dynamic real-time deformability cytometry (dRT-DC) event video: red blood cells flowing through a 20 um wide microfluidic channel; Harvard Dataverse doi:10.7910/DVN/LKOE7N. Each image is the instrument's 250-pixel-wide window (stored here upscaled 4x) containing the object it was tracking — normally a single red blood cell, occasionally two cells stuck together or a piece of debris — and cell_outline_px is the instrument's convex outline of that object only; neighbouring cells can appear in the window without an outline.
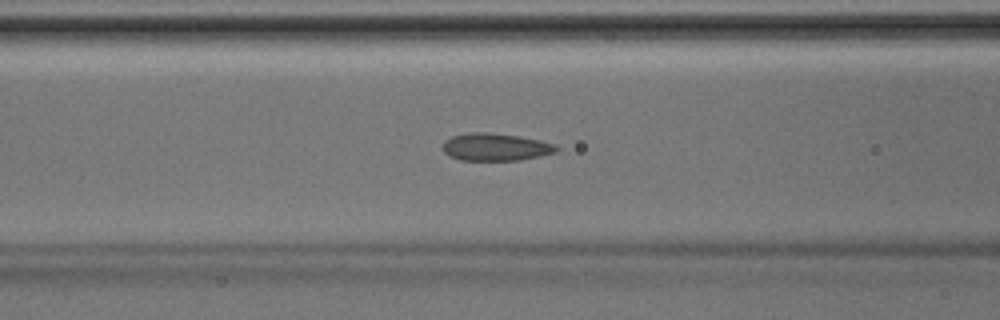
{"species": "Egyptian fruit bat (a non-hibernating species)", "species_latin": "Rousettus aegyptiacus", "temperature_condition": "room temperature", "stored_images_in_passage": 43, "camera_frame_rate_fps": 3000, "um_per_image_px": 0.085, "animal": {"sex": "male"}, "frame": {"image": 1, "passage_image": 17, "time_ms": 5.333, "image_size_px": [1000, 320], "cell_outline_px": [[560, 148], [556, 152], [520, 160], [460, 160], [448, 156], [444, 152], [444, 140], [452, 136], [472, 132], [484, 132], [516, 136], [540, 140], [552, 144]], "centroid_in_image_um": [42.09, 12.5], "position_along_channel_um": 124.5, "area_um2": 17.98}}
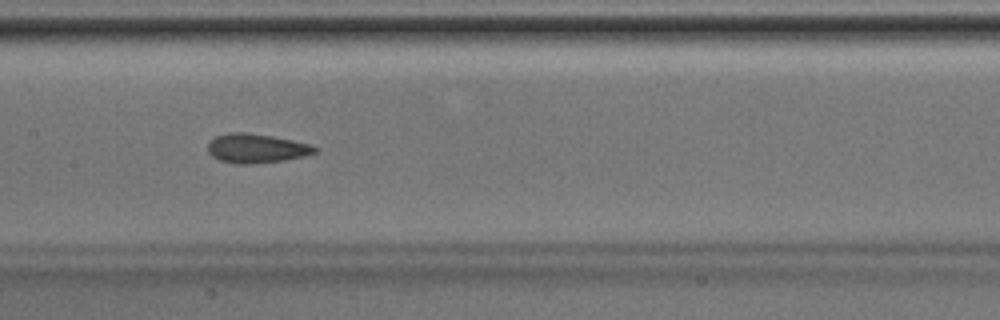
{"frame": {"image": 2, "passage_image": 21, "time_ms": 6.667, "image_size_px": [1000, 320], "cell_outline_px": [[320, 148], [316, 152], [304, 156], [284, 160], [252, 164], [240, 164], [220, 160], [212, 156], [208, 152], [208, 144], [216, 136], [228, 132], [248, 132], [272, 136], [312, 144]], "centroid_in_image_um": [21.82, 12.6], "position_along_channel_um": 185.6, "area_um2": 18.26}}
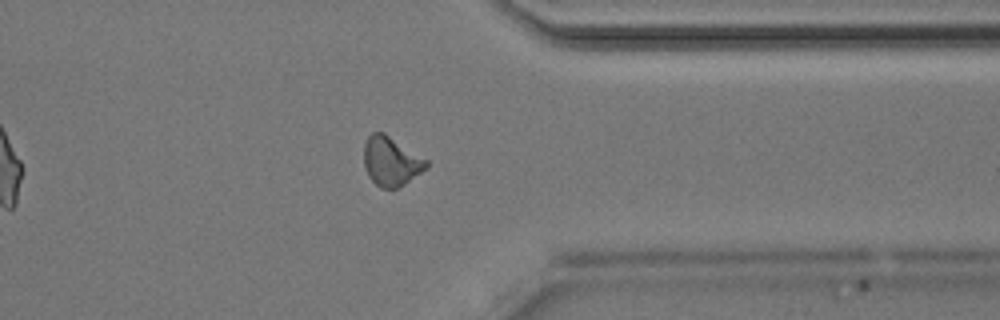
{"frame": {"image": 3, "passage_image": 34, "time_ms": 11.0, "image_size_px": [1000, 320], "cell_outline_px": [[428, 168], [404, 184], [396, 188], [380, 188], [368, 176], [364, 168], [364, 144], [368, 136], [372, 132], [384, 132], [428, 160]], "centroid_in_image_um": [33.23, 13.7], "position_along_channel_um": 378.2, "area_um2": 17.98}}